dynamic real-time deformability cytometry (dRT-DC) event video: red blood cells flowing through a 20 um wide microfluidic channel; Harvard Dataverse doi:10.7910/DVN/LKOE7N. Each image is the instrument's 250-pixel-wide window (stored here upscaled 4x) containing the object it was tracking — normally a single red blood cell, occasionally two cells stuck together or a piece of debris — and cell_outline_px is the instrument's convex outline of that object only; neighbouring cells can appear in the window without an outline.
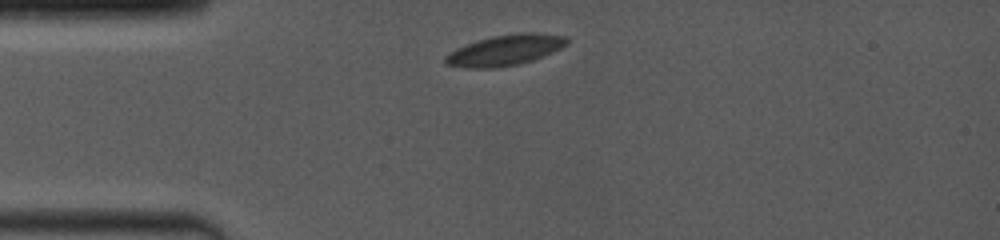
{"species": "common noctule bat (a hibernating species)", "species_latin": "Nyctalus noctula", "temperature_condition": "room temperature", "stored_images_in_passage": 37, "camera_frame_rate_fps": 4000, "um_per_image_px": 0.085, "animal": {"sex": "female", "body_mass_g": 19.0, "forearm_length_mm": 53.3}, "frame": {"image": 1, "passage_image": 1, "time_ms": 0.0, "image_size_px": [1000, 240], "cell_outline_px": [[568, 44], [552, 52], [532, 60], [516, 64], [492, 68], [464, 68], [444, 64], [444, 56], [448, 52], [456, 48], [476, 40], [492, 36], [520, 32], [536, 32], [568, 36]], "centroid_in_image_um": [42.9, 4.25], "position_along_channel_um": 42.1, "area_um2": 21.91}}
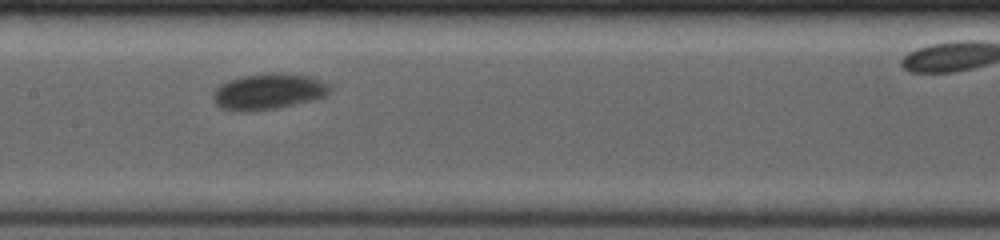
{"frame": {"image": 2, "passage_image": 16, "time_ms": 4.25, "image_size_px": [1000, 240], "cell_outline_px": [[328, 92], [324, 96], [312, 100], [276, 108], [240, 112], [232, 112], [220, 108], [212, 100], [212, 96], [216, 88], [228, 80], [248, 76], [308, 76], [320, 80], [328, 88]], "centroid_in_image_um": [22.69, 7.86], "position_along_channel_um": 184.7, "area_um2": 23.12}}
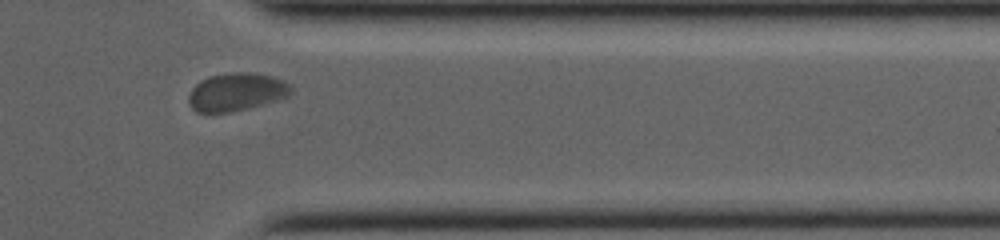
{"frame": {"image": 3, "passage_image": 31, "time_ms": 9.5, "image_size_px": [1000, 240], "cell_outline_px": [[292, 92], [288, 96], [276, 100], [248, 108], [232, 112], [196, 112], [188, 104], [188, 96], [192, 88], [200, 80], [208, 76], [236, 72], [248, 72], [272, 76], [288, 84], [292, 88]], "centroid_in_image_um": [20.06, 7.82], "position_along_channel_um": 391.3, "area_um2": 22.54}}